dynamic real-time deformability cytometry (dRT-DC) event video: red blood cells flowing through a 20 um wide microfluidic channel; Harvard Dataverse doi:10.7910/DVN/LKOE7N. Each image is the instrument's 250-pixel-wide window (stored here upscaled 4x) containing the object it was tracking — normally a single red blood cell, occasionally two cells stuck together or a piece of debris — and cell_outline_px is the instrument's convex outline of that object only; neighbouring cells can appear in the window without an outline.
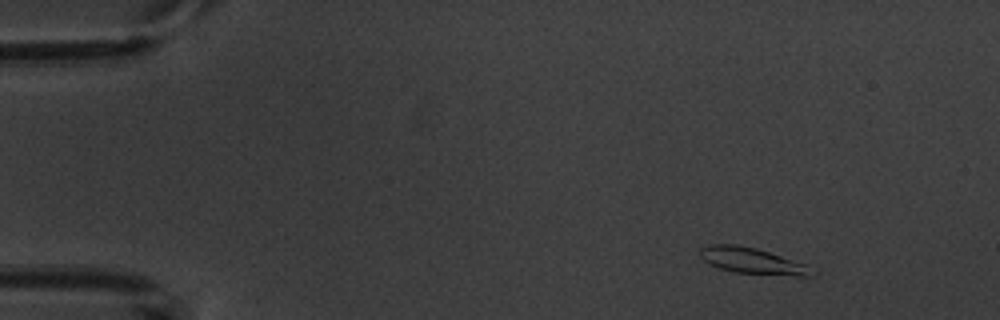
{"species": "common noctule bat (a hibernating species)", "species_latin": "Nyctalus noctula", "temperature_condition": "warm", "stored_images_in_passage": 3, "camera_frame_rate_fps": 3000, "um_per_image_px": 0.085, "animal": {"sex": "male", "body_mass_g": 20.1, "forearm_length_mm": 53.5}, "frame": {"image": 1, "passage_image": 1, "time_ms": 0.0, "image_size_px": [1000, 320], "cell_outline_px": [[812, 276], [800, 276], [732, 272], [708, 264], [700, 256], [700, 248], [708, 244], [736, 244], [756, 248], [804, 264]], "centroid_in_image_um": [63.8, 22.15], "position_along_channel_um": 21.2, "area_um2": 16.53}}